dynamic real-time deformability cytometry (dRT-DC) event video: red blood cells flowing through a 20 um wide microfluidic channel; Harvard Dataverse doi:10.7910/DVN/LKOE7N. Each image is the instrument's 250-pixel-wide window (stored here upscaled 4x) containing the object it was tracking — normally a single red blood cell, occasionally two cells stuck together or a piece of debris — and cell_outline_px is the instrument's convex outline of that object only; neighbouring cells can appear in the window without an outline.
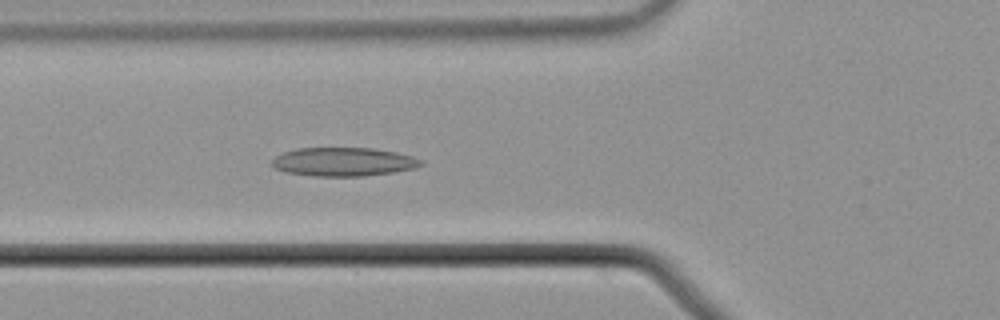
{"species": "common noctule bat (a hibernating species)", "species_latin": "Nyctalus noctula", "temperature_condition": "cold", "stored_images_in_passage": 50, "camera_frame_rate_fps": 3000, "um_per_image_px": 0.085, "animal": {"sex": "male", "body_mass_g": 21.5, "forearm_length_mm": 52.0}, "frame": {"image": 1, "passage_image": 15, "time_ms": 4.667, "image_size_px": [1000, 320], "cell_outline_px": [[424, 164], [416, 168], [392, 172], [364, 176], [312, 176], [284, 172], [272, 168], [272, 160], [276, 156], [284, 152], [296, 148], [372, 148], [396, 152], [412, 156], [424, 160]], "centroid_in_image_um": [29.19, 13.76], "position_along_channel_um": 96.6, "area_um2": 25.09}}
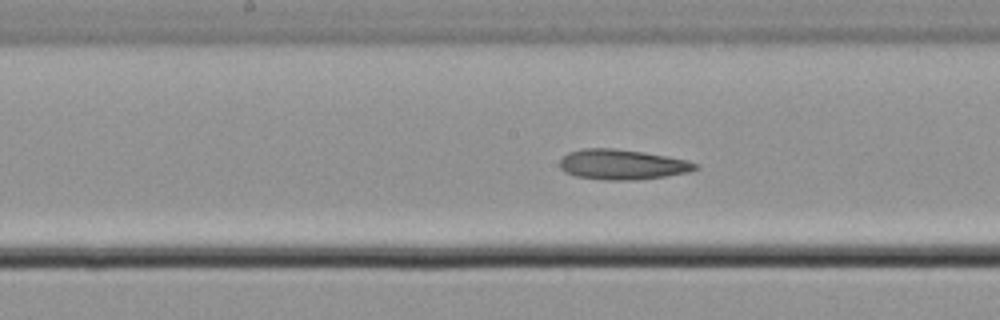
{"frame": {"image": 2, "passage_image": 23, "time_ms": 7.333, "image_size_px": [1000, 320], "cell_outline_px": [[700, 168], [688, 172], [664, 176], [632, 180], [604, 180], [576, 176], [564, 172], [560, 168], [560, 160], [568, 152], [584, 148], [612, 148], [644, 152], [688, 160], [700, 164]], "centroid_in_image_um": [52.9, 13.98], "position_along_channel_um": 195.3, "area_um2": 23.87}}
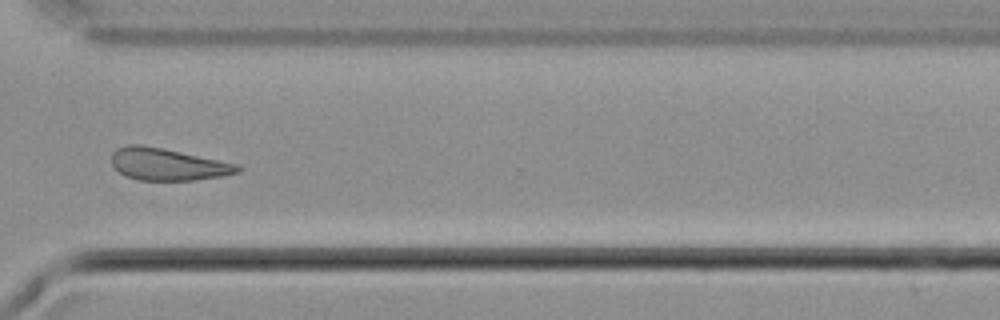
{"frame": {"image": 3, "passage_image": 36, "time_ms": 11.667, "image_size_px": [1000, 320], "cell_outline_px": [[244, 168], [240, 172], [220, 176], [192, 180], [140, 180], [124, 176], [112, 168], [112, 152], [116, 148], [128, 144], [140, 144], [240, 164]], "centroid_in_image_um": [14.23, 13.97], "position_along_channel_um": 356.4, "area_um2": 23.64}, "authors_computed_cell_mechanics": {"area_um2": 24.1026, "velocity_mm_per_s": 3.6983, "shape_relaxation_time_tau1_ms": 9.5659, "shape_relaxation_time_tau2_ms": 6.5016, "deformation_change_tau1": 0.1206, "deformation_change_tau2": 0.1588}}